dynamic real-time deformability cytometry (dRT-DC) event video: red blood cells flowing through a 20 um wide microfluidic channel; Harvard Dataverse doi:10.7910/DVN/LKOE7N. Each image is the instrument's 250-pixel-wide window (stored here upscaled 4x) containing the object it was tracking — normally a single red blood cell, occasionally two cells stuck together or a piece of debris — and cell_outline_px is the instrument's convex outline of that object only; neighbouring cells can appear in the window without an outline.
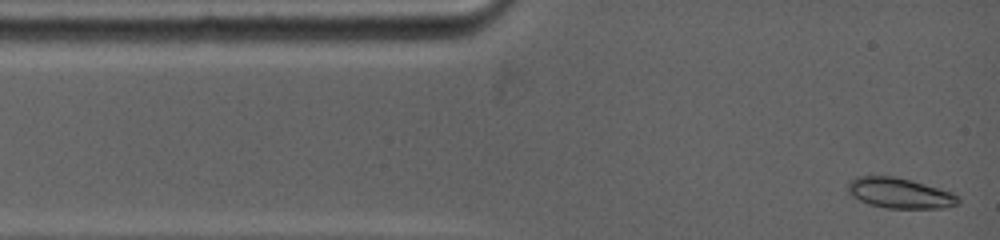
{"species": "common noctule bat (a hibernating species)", "species_latin": "Nyctalus noctula", "temperature_condition": "warm", "stored_images_in_passage": 31, "camera_frame_rate_fps": 5000, "um_per_image_px": 0.085, "animal": {"sex": "female", "body_mass_g": 19.0, "forearm_length_mm": 53.3}, "frame": {"image": 1, "passage_image": 1, "time_ms": 0.0, "image_size_px": [1000, 240], "cell_outline_px": [[960, 204], [944, 208], [884, 208], [868, 204], [852, 196], [848, 192], [848, 184], [856, 176], [896, 176], [912, 180], [952, 192], [960, 196]], "centroid_in_image_um": [76.51, 16.42], "position_along_channel_um": 8.5, "area_um2": 19.71}}
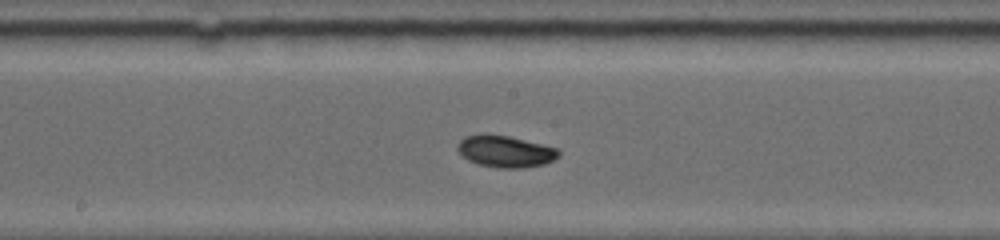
{"frame": {"image": 2, "passage_image": 16, "time_ms": 6.2, "image_size_px": [1000, 240], "cell_outline_px": [[560, 156], [544, 164], [524, 168], [496, 168], [476, 164], [468, 160], [456, 148], [456, 144], [464, 136], [484, 132], [488, 132], [508, 136], [560, 148]], "centroid_in_image_um": [42.93, 12.85], "position_along_channel_um": 205.3, "area_um2": 19.19}}
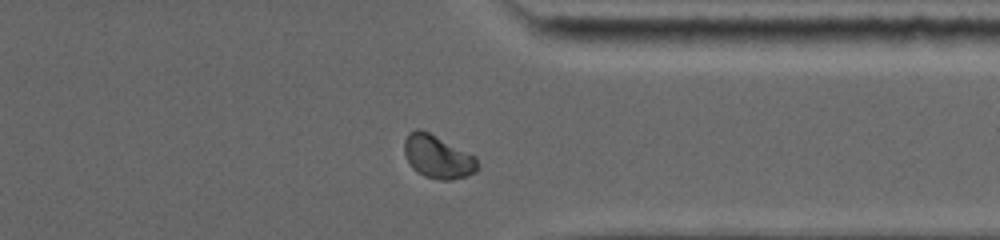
{"frame": {"image": 3, "passage_image": 27, "time_ms": 10.6, "image_size_px": [1000, 240], "cell_outline_px": [[480, 168], [476, 172], [452, 180], [440, 180], [424, 176], [412, 168], [404, 152], [404, 140], [408, 132], [416, 128], [420, 128], [476, 156], [480, 164]], "centroid_in_image_um": [37.22, 13.32], "position_along_channel_um": 374.2, "area_um2": 18.55}, "authors_computed_cell_mechanics": {"area_um2": 18.3804, "velocity_mm_per_s": 3.8855, "shape_relaxation_time_tau1_ms": 3.051, "shape_relaxation_time_tau2_ms": 1.1028, "deformation_change_tau1": 0.1437, "deformation_change_tau2": 0.0276}}